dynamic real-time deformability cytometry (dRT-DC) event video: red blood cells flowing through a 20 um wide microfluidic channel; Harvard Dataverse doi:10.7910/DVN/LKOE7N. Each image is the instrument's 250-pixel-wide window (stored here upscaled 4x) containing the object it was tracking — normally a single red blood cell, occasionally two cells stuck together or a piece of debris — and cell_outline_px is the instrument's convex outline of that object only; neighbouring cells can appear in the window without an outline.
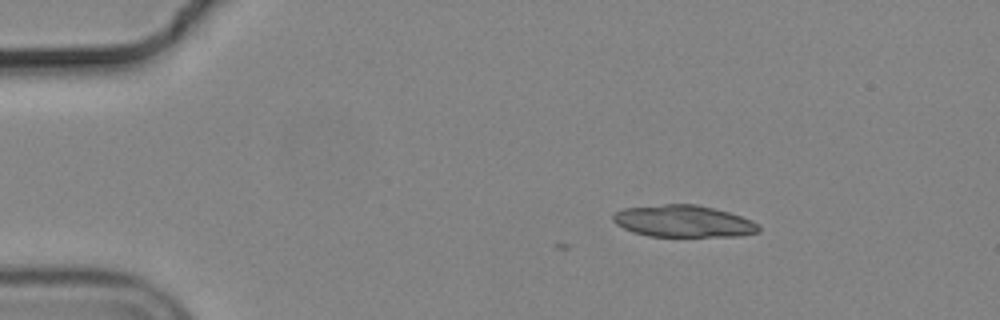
{"species": "common noctule bat (a hibernating species)", "species_latin": "Nyctalus noctula", "temperature_condition": "cold", "stored_images_in_passage": 2, "camera_frame_rate_fps": 3000, "um_per_image_px": 0.085, "animal": {"sex": "male", "body_mass_g": 19.2, "forearm_length_mm": 51.8}, "frame": {"image": 1, "passage_image": 2, "time_ms": 0.333, "image_size_px": [1000, 320], "cell_outline_px": [[760, 232], [740, 236], [648, 236], [632, 232], [616, 224], [612, 220], [612, 216], [616, 212], [624, 208], [664, 204], [696, 204], [728, 212], [752, 220], [760, 228]], "centroid_in_image_um": [58.08, 18.81], "position_along_channel_um": 26.9, "area_um2": 26.99}}